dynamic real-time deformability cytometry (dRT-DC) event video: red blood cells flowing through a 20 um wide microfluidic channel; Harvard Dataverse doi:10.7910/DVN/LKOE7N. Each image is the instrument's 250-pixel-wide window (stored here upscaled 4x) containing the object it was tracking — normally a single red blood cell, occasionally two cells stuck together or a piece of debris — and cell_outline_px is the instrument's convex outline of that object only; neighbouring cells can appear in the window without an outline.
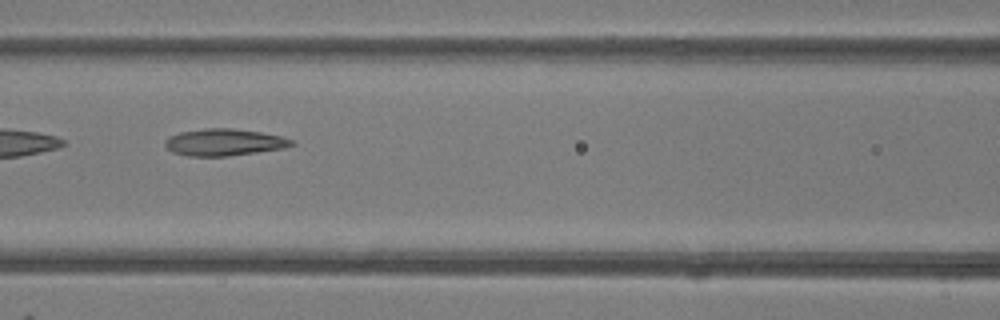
{"species": "common noctule bat (a hibernating species)", "species_latin": "Nyctalus noctula", "temperature_condition": "room temperature", "stored_images_in_passage": 3, "camera_frame_rate_fps": 3000, "um_per_image_px": 0.085, "animal": {"sex": "female"}, "frame": {"image": 1, "passage_image": 3, "time_ms": 2.333, "image_size_px": [1000, 320], "cell_outline_px": [[296, 144], [284, 148], [228, 156], [188, 156], [172, 152], [164, 144], [164, 140], [168, 136], [180, 132], [204, 128], [232, 128], [260, 132], [280, 136], [292, 140]], "centroid_in_image_um": [19.02, 12.09], "position_along_channel_um": 147.6, "area_um2": 19.83}}